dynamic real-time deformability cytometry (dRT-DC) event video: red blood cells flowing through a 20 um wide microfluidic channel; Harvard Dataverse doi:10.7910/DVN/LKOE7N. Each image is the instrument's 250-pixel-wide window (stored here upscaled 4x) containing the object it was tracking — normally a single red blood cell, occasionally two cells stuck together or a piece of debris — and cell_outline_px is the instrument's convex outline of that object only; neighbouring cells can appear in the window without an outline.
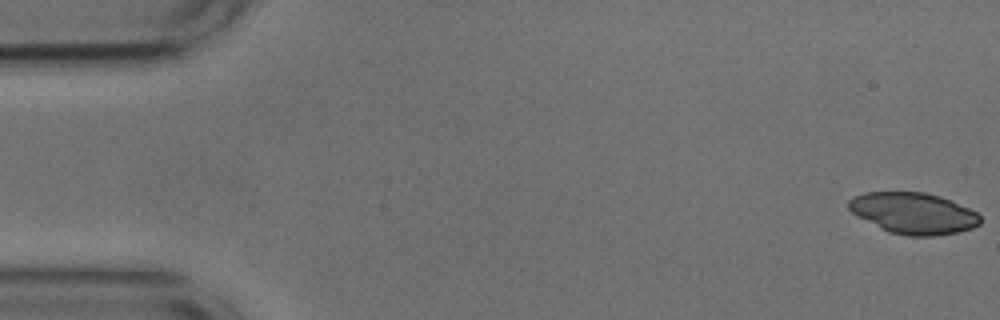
{"species": "common noctule bat (a hibernating species)", "species_latin": "Nyctalus noctula", "temperature_condition": "cold", "stored_images_in_passage": 16, "camera_frame_rate_fps": 3000, "um_per_image_px": 0.085, "animal": {"sex": "male", "body_mass_g": 17.9, "forearm_length_mm": 54.2}, "frame": {"image": 1, "passage_image": 1, "time_ms": 0.0, "image_size_px": [1000, 320], "cell_outline_px": [[980, 224], [972, 228], [960, 232], [936, 236], [908, 236], [888, 232], [856, 216], [848, 208], [848, 200], [864, 192], [924, 192], [940, 196], [952, 200], [976, 212], [980, 216]], "centroid_in_image_um": [77.64, 18.13], "position_along_channel_um": 7.4, "area_um2": 31.79}}